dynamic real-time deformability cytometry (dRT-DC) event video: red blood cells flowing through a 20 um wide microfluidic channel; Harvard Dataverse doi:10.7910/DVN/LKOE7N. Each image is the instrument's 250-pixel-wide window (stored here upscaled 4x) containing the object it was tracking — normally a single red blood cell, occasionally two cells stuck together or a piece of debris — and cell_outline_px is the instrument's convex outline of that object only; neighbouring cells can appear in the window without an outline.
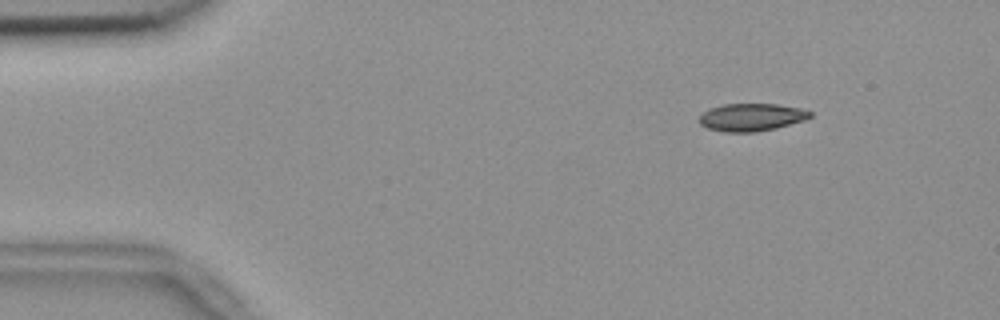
{"species": "common noctule bat (a hibernating species)", "species_latin": "Nyctalus noctula", "temperature_condition": "room temperature", "stored_images_in_passage": 49, "camera_frame_rate_fps": 3000, "um_per_image_px": 0.085, "animal": {"sex": "female", "body_mass_g": 18.4}, "frame": {"image": 1, "passage_image": 1, "time_ms": 0.0, "image_size_px": [1000, 320], "cell_outline_px": [[812, 116], [804, 120], [776, 128], [756, 132], [724, 132], [708, 128], [700, 124], [700, 116], [708, 108], [724, 104], [776, 104], [800, 108], [812, 112]], "centroid_in_image_um": [63.87, 9.96], "position_along_channel_um": 21.1, "area_um2": 17.8}}
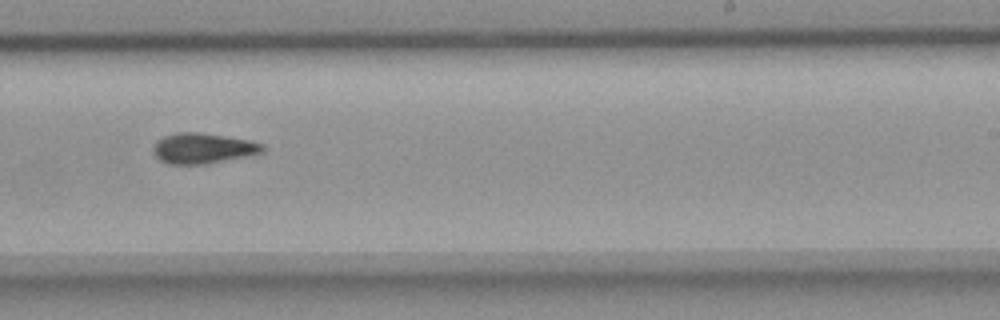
{"frame": {"image": 2, "passage_image": 28, "time_ms": 9.0, "image_size_px": [1000, 320], "cell_outline_px": [[264, 152], [208, 164], [168, 164], [160, 160], [156, 156], [152, 148], [156, 140], [164, 136], [176, 132], [196, 132], [224, 136], [248, 140], [264, 144]], "centroid_in_image_um": [17.22, 12.61], "position_along_channel_um": 271.8, "area_um2": 19.36}}
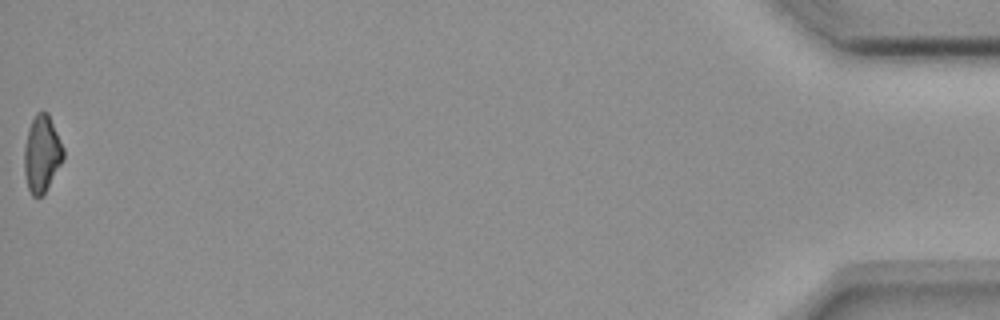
{"frame": {"image": 3, "passage_image": 49, "time_ms": 16.0, "image_size_px": [1000, 320], "cell_outline_px": [[64, 156], [60, 164], [44, 192], [40, 196], [32, 196], [28, 188], [24, 172], [24, 148], [28, 128], [36, 112], [48, 112], [64, 148]], "centroid_in_image_um": [3.54, 13.03], "position_along_channel_um": 431.7, "area_um2": 17.22}, "authors_computed_cell_mechanics": {"area_um2": 18.7272, "velocity_mm_per_s": 3.6963, "shape_relaxation_time_tau1_ms": 6.1395, "shape_relaxation_time_tau2_ms": null, "deformation_change_tau1": 0.1574, "deformation_change_tau2": null}}